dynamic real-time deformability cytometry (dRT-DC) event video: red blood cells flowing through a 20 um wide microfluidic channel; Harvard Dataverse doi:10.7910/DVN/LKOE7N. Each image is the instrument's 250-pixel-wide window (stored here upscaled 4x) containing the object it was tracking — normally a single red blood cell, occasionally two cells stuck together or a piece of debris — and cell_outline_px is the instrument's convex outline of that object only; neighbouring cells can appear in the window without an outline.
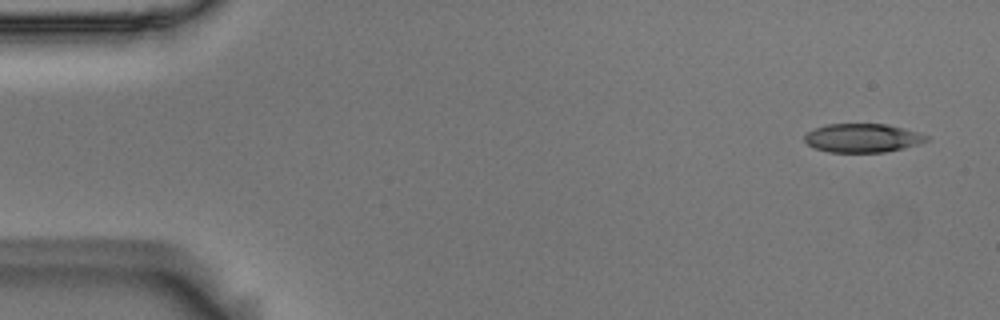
{"species": "Egyptian fruit bat (a non-hibernating species)", "species_latin": "Rousettus aegyptiacus", "temperature_condition": "room temperature", "stored_images_in_passage": 4, "camera_frame_rate_fps": 3000, "um_per_image_px": 0.085, "animal": {"sex": "male"}, "frame": {"image": 1, "passage_image": 1, "time_ms": 0.0, "image_size_px": [1000, 320], "cell_outline_px": [[932, 136], [928, 140], [920, 144], [904, 148], [884, 152], [828, 152], [816, 148], [808, 144], [804, 140], [804, 136], [808, 132], [816, 128], [828, 124], [888, 124], [904, 128]], "centroid_in_image_um": [73.38, 11.73], "position_along_channel_um": 11.6, "area_um2": 20.46}}
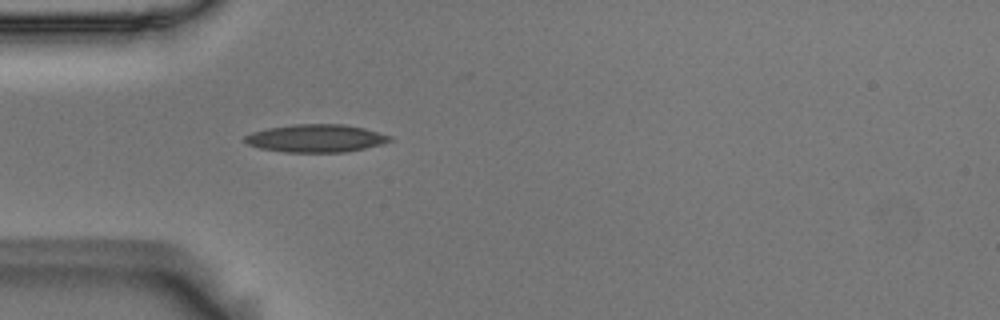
{"frame": {"image": 2, "passage_image": 4, "time_ms": 1.0, "image_size_px": [1000, 320], "cell_outline_px": [[392, 140], [384, 144], [344, 152], [284, 152], [260, 148], [248, 144], [244, 140], [244, 136], [252, 132], [268, 128], [296, 124], [344, 124], [364, 128], [392, 136]], "centroid_in_image_um": [26.87, 11.75], "position_along_channel_um": 58.1, "area_um2": 23.47}}